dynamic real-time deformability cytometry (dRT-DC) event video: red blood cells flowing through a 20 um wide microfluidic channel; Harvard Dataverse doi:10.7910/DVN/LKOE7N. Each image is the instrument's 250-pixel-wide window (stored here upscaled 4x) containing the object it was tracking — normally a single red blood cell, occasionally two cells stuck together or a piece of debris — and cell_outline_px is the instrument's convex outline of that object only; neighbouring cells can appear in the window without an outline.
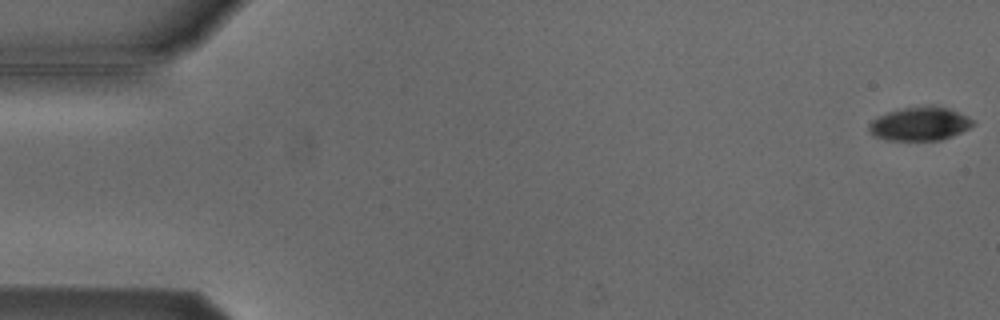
{"species": "Egyptian fruit bat (a non-hibernating species)", "species_latin": "Rousettus aegyptiacus", "temperature_condition": "cold", "stored_images_in_passage": 9, "camera_frame_rate_fps": 3000, "um_per_image_px": 0.085, "animal": {"sex": "male"}, "frame": {"image": 1, "passage_image": 1, "time_ms": 0.0, "image_size_px": [1000, 320], "cell_outline_px": [[976, 124], [952, 136], [940, 140], [888, 140], [872, 136], [868, 128], [868, 124], [872, 120], [888, 112], [904, 108], [928, 104], [932, 104], [948, 108], [968, 116]], "centroid_in_image_um": [78.18, 10.51], "position_along_channel_um": 6.8, "area_um2": 20.46}}
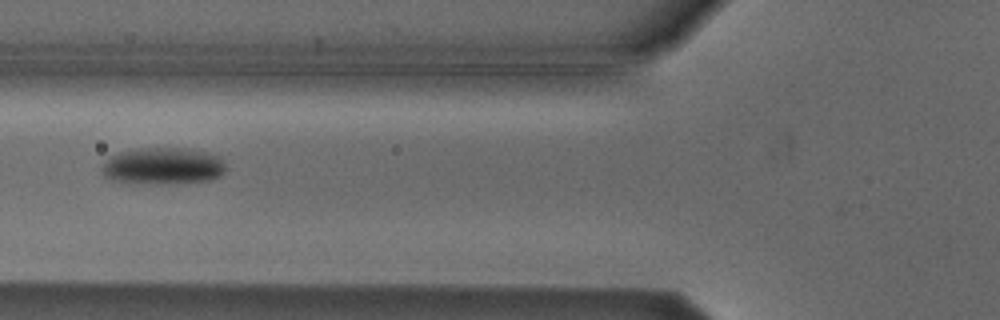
{"frame": {"image": 2, "passage_image": 6, "time_ms": 6.667, "image_size_px": [1000, 320], "cell_outline_px": [[228, 168], [220, 176], [212, 180], [172, 184], [132, 184], [108, 180], [100, 172], [100, 168], [104, 160], [108, 156], [120, 152], [140, 148], [192, 148], [220, 156]], "centroid_in_image_um": [13.82, 14.13], "position_along_channel_um": 112.0, "area_um2": 27.69}}
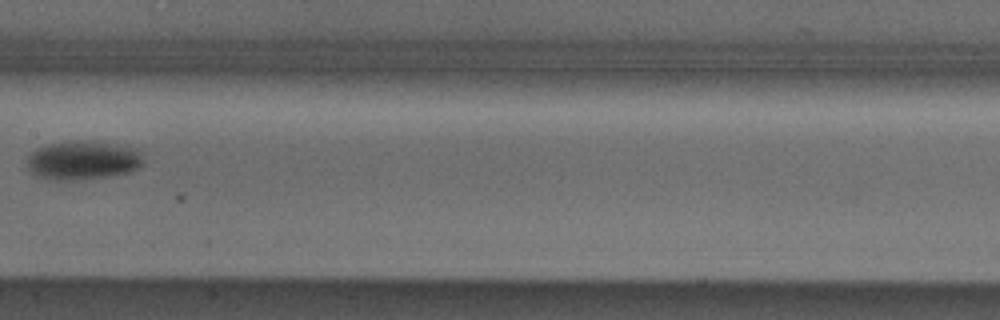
{"frame": {"image": 3, "passage_image": 8, "time_ms": 9.0, "image_size_px": [1000, 320], "cell_outline_px": [[144, 164], [132, 172], [108, 176], [72, 180], [48, 180], [36, 176], [28, 168], [28, 156], [32, 152], [48, 144], [72, 140], [76, 140], [108, 144], [136, 148], [144, 160]], "centroid_in_image_um": [7.04, 13.64], "position_along_channel_um": 200.4, "area_um2": 26.13}}